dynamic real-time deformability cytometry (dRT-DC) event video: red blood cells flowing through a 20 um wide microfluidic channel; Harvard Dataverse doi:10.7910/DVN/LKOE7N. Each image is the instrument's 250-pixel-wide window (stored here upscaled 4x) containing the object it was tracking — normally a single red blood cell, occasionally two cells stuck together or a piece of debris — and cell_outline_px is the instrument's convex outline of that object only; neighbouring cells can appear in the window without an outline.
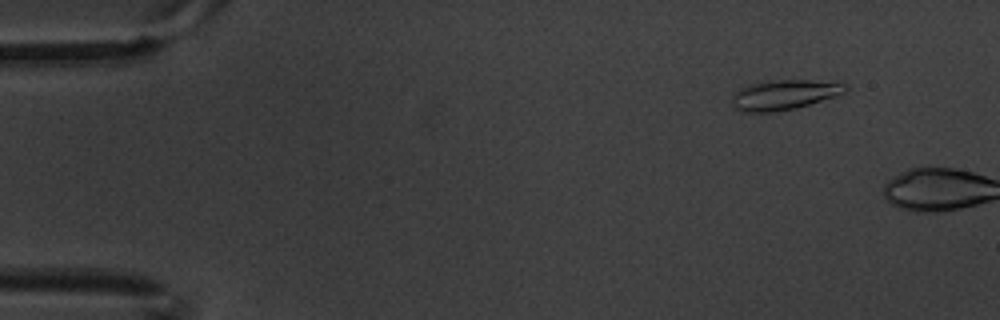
{"species": "common noctule bat (a hibernating species)", "species_latin": "Nyctalus noctula", "temperature_condition": "warm", "stored_images_in_passage": 3, "camera_frame_rate_fps": 3000, "um_per_image_px": 0.085, "animal": {"sex": "male", "body_mass_g": 20.1, "forearm_length_mm": 53.5}, "frame": {"image": 1, "passage_image": 2, "time_ms": 0.333, "image_size_px": [1000, 320], "cell_outline_px": [[848, 88], [844, 92], [796, 108], [772, 112], [740, 112], [732, 108], [732, 96], [740, 88], [748, 84], [772, 80], [840, 80], [848, 84]], "centroid_in_image_um": [66.66, 8.03], "position_along_channel_um": 18.3, "area_um2": 20.06}}